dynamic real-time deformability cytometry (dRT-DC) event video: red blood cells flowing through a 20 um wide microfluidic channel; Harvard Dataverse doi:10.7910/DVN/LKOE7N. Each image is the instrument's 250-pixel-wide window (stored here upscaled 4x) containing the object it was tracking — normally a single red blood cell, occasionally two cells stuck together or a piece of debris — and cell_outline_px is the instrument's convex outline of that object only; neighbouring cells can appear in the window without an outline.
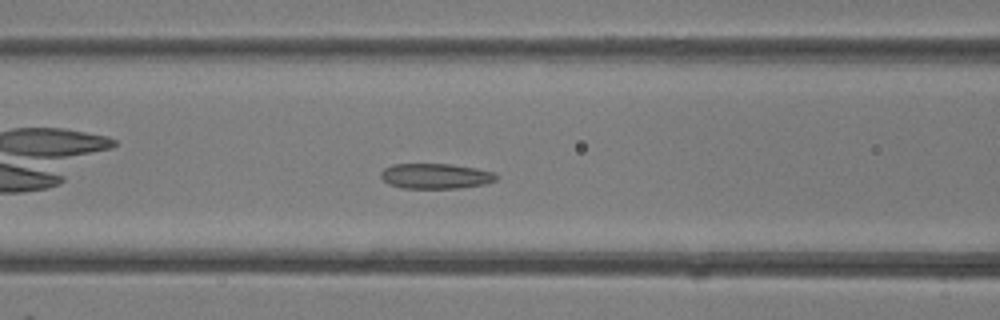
{"species": "common noctule bat (a hibernating species)", "species_latin": "Nyctalus noctula", "temperature_condition": "room temperature", "stored_images_in_passage": 23, "camera_frame_rate_fps": 3000, "um_per_image_px": 0.085, "animal": {"sex": "female"}, "frame": {"image": 1, "passage_image": 7, "time_ms": 2.0, "image_size_px": [1000, 320], "cell_outline_px": [[500, 176], [496, 180], [484, 184], [460, 188], [400, 188], [388, 184], [380, 176], [380, 172], [384, 168], [392, 164], [452, 164], [476, 168], [496, 172]], "centroid_in_image_um": [37.04, 14.96], "position_along_channel_um": 129.6, "area_um2": 17.22}}
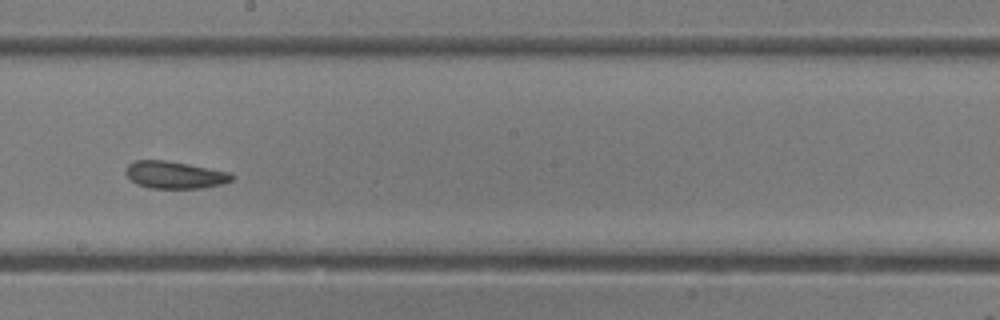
{"frame": {"image": 2, "passage_image": 13, "time_ms": 4.0, "image_size_px": [1000, 320], "cell_outline_px": [[236, 176], [232, 180], [224, 184], [204, 188], [152, 188], [136, 184], [124, 172], [124, 168], [128, 164], [136, 160], [168, 160], [232, 172]], "centroid_in_image_um": [14.9, 14.86], "position_along_channel_um": 233.3, "area_um2": 17.17}}
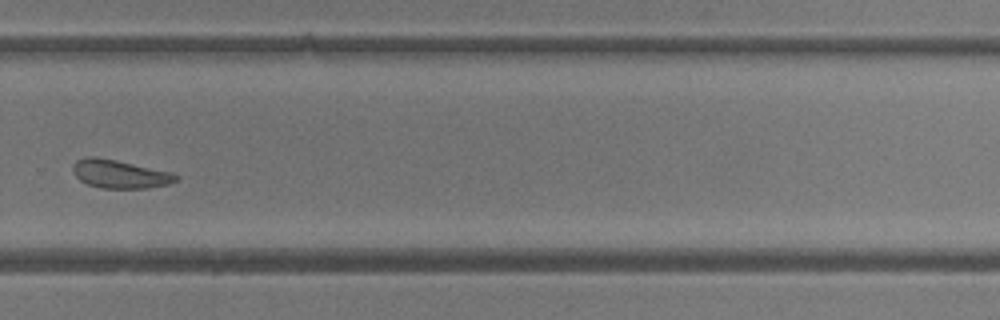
{"frame": {"image": 3, "passage_image": 18, "time_ms": 5.667, "image_size_px": [1000, 320], "cell_outline_px": [[180, 176], [176, 180], [168, 184], [148, 188], [100, 188], [88, 184], [80, 180], [72, 172], [72, 164], [76, 160], [88, 156], [96, 156], [116, 160], [172, 172]], "centroid_in_image_um": [10.16, 14.78], "position_along_channel_um": 319.6, "area_um2": 17.11}}